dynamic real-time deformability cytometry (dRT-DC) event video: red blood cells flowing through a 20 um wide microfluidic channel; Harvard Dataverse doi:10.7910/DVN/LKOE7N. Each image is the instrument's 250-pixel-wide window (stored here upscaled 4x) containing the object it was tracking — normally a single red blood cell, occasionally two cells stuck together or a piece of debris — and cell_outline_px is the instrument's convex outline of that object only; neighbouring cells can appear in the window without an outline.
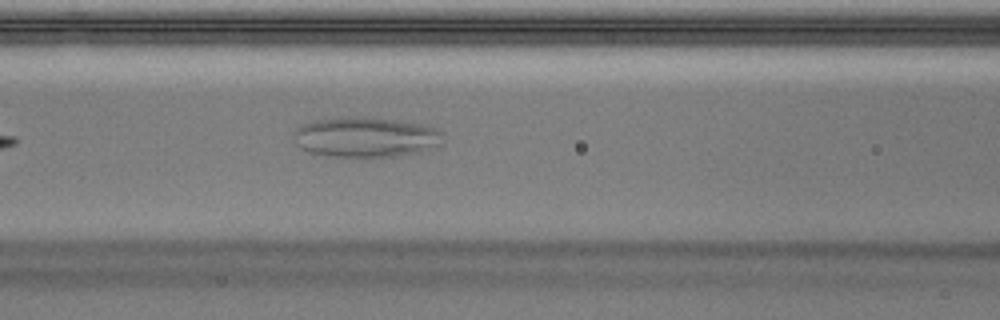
{"species": "Egyptian fruit bat (a non-hibernating species)", "species_latin": "Rousettus aegyptiacus", "temperature_condition": "warm", "stored_images_in_passage": 37, "camera_frame_rate_fps": 3000, "um_per_image_px": 0.085, "animal": {"sex": "male"}, "frame": {"image": 1, "passage_image": 8, "time_ms": 2.333, "image_size_px": [1000, 320], "cell_outline_px": [[444, 144], [420, 152], [396, 156], [332, 156], [312, 152], [296, 144], [292, 140], [292, 132], [296, 128], [304, 124], [316, 120], [396, 120], [420, 124], [436, 128], [440, 132]], "centroid_in_image_um": [31.12, 11.7], "position_along_channel_um": 135.5, "area_um2": 33.52}}
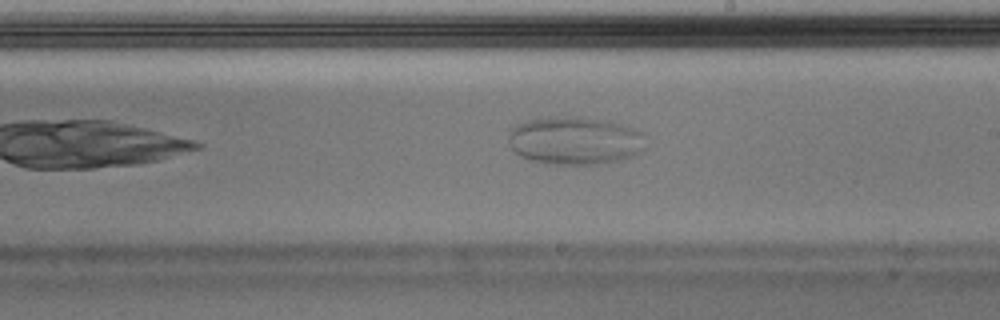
{"frame": {"image": 2, "passage_image": 16, "time_ms": 5.0, "image_size_px": [1000, 320], "cell_outline_px": [[640, 136], [636, 152], [632, 156], [620, 160], [596, 164], [556, 164], [532, 160], [520, 156], [512, 148], [508, 140], [508, 128], [516, 124], [528, 120], [548, 116], [580, 116], [620, 124], [632, 128], [640, 132]], "centroid_in_image_um": [48.7, 11.93], "position_along_channel_um": 240.3, "area_um2": 37.69}}